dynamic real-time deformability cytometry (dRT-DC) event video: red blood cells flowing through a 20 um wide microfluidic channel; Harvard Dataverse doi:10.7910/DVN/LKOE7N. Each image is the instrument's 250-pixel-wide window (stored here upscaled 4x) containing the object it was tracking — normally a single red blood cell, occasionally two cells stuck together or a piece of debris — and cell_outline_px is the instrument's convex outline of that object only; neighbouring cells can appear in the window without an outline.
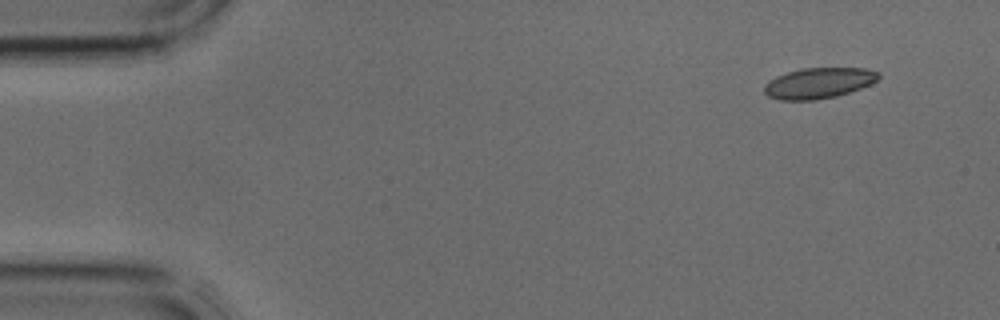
{"species": "common noctule bat (a hibernating species)", "species_latin": "Nyctalus noctula", "temperature_condition": "cold", "stored_images_in_passage": 4, "segment_of_instrument_passage": [2, 2], "camera_frame_rate_fps": 3000, "um_per_image_px": 0.085, "animal": {"sex": "male", "body_mass_g": 17.9, "forearm_length_mm": 54.2}, "frame": {"image": 1, "passage_image": 4, "time_ms": 1.0, "image_size_px": [1000, 320], "cell_outline_px": [[880, 76], [872, 84], [836, 96], [816, 100], [780, 100], [768, 96], [764, 92], [764, 84], [776, 76], [788, 72], [804, 68], [868, 68], [880, 72]], "centroid_in_image_um": [69.6, 7.06], "position_along_channel_um": 15.4, "area_um2": 20.46}}